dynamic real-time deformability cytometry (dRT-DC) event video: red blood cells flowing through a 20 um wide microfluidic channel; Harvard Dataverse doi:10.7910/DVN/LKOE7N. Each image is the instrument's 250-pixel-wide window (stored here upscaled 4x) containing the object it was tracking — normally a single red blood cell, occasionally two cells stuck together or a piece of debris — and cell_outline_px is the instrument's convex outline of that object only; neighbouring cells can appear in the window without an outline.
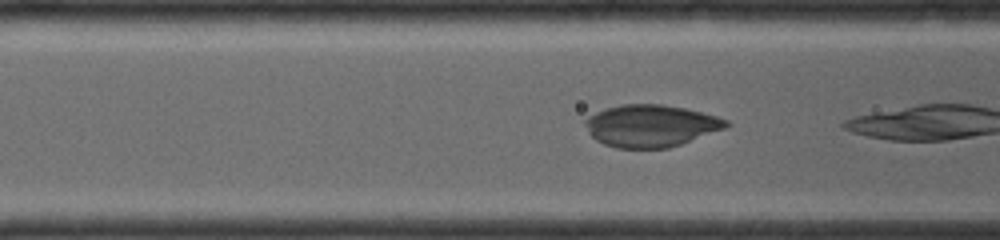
{"species": "common noctule bat (a hibernating species)", "species_latin": "Nyctalus noctula", "temperature_condition": "room temperature", "stored_images_in_passage": 10, "camera_frame_rate_fps": 4000, "um_per_image_px": 0.085, "animal": {"sex": "female", "body_mass_g": 19.0, "forearm_length_mm": 56.7}, "frame": {"image": 1, "passage_image": 5, "time_ms": 1.0, "image_size_px": [1000, 240], "cell_outline_px": [[732, 124], [724, 128], [680, 144], [668, 148], [616, 148], [604, 144], [596, 140], [588, 132], [584, 124], [584, 120], [588, 116], [596, 112], [620, 104], [660, 104], [684, 108], [716, 116], [728, 120]], "centroid_in_image_um": [55.28, 10.69], "position_along_channel_um": 111.3, "area_um2": 34.39}}